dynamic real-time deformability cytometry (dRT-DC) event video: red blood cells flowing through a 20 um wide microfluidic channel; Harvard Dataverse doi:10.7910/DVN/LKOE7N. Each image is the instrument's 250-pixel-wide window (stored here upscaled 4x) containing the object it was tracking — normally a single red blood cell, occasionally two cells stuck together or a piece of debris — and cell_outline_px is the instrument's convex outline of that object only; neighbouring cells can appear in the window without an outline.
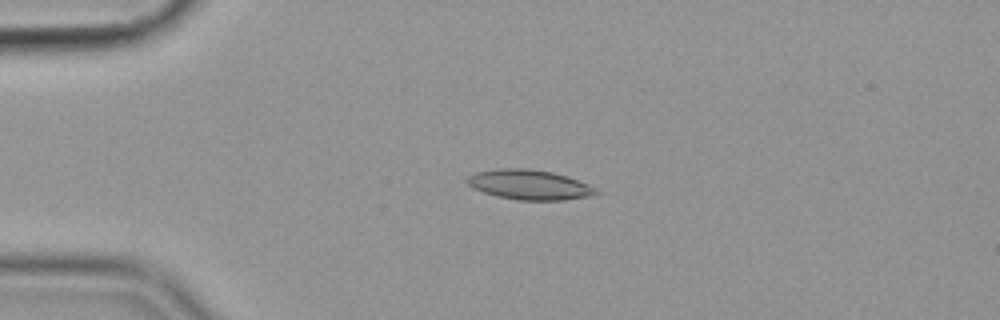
{"species": "common noctule bat (a hibernating species)", "species_latin": "Nyctalus noctula", "temperature_condition": "cold", "stored_images_in_passage": 53, "camera_frame_rate_fps": 3000, "um_per_image_px": 0.085, "animal": {"sex": "female", "body_mass_g": 19.9}, "frame": {"image": 1, "passage_image": 10, "time_ms": 3.0, "image_size_px": [1000, 320], "cell_outline_px": [[600, 192], [588, 196], [564, 200], [516, 200], [496, 196], [472, 188], [464, 180], [468, 176], [476, 172], [500, 168], [528, 168], [552, 172], [568, 176], [588, 184]], "centroid_in_image_um": [44.96, 15.69], "position_along_channel_um": 40.0, "area_um2": 22.48}}
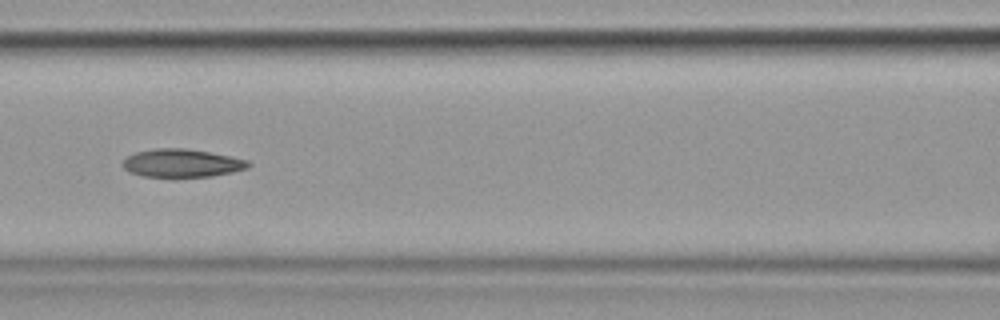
{"frame": {"image": 2, "passage_image": 22, "time_ms": 7.0, "image_size_px": [1000, 320], "cell_outline_px": [[252, 164], [248, 168], [232, 172], [212, 176], [144, 176], [132, 172], [124, 168], [120, 164], [128, 156], [136, 152], [156, 148], [184, 148], [208, 152], [248, 160]], "centroid_in_image_um": [15.47, 13.85], "position_along_channel_um": 151.1, "area_um2": 20.23}}
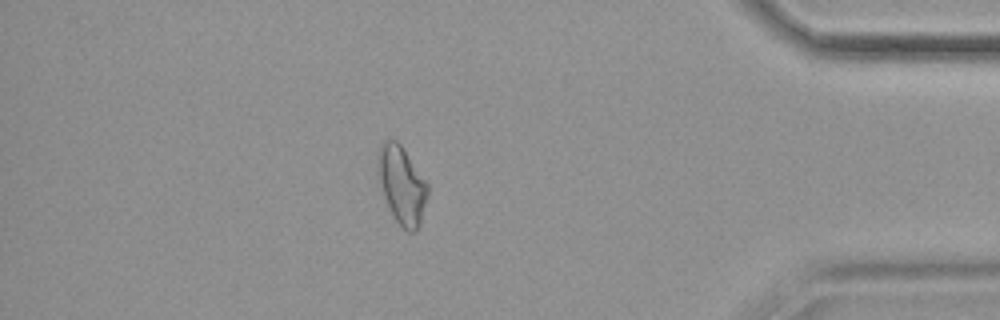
{"frame": {"image": 3, "passage_image": 46, "time_ms": 15.0, "image_size_px": [1000, 320], "cell_outline_px": [[428, 196], [420, 224], [416, 232], [408, 232], [396, 220], [384, 196], [376, 172], [376, 152], [380, 144], [384, 140], [396, 140], [400, 144], [428, 184]], "centroid_in_image_um": [34.13, 15.69], "position_along_channel_um": 401.1, "area_um2": 22.6}, "authors_computed_cell_mechanics": {"area_um2": 21.1548, "velocity_mm_per_s": 3.5692, "shape_relaxation_time_tau1_ms": 9.4415, "shape_relaxation_time_tau2_ms": 7.7853, "deformation_change_tau1": 0.1683, "deformation_change_tau2": 0.1459}}